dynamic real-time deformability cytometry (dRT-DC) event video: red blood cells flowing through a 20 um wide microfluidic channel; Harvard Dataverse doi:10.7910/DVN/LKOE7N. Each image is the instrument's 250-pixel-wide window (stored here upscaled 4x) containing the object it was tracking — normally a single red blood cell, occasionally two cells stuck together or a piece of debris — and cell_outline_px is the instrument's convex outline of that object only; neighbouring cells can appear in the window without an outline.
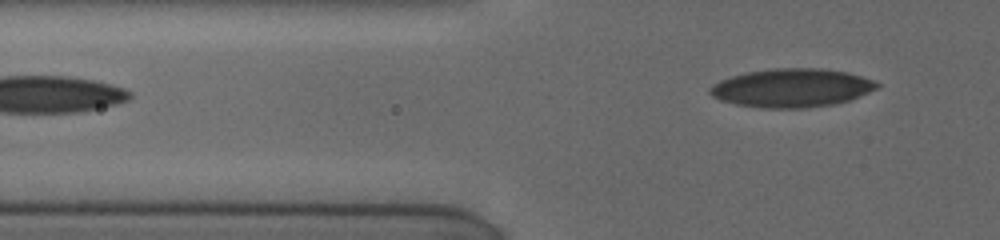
{"species": "human", "species_latin": "Homo sapiens", "temperature_condition": "cold", "stored_images_in_passage": 3, "camera_frame_rate_fps": 3000, "um_per_image_px": 0.085, "donor": {"sex": "female"}, "frame": {"image": 1, "passage_image": 3, "time_ms": 2.333, "image_size_px": [1000, 240], "cell_outline_px": [[880, 88], [848, 100], [836, 104], [804, 108], [760, 108], [736, 104], [720, 100], [712, 96], [708, 92], [708, 88], [712, 84], [720, 80], [732, 76], [748, 72], [776, 68], [820, 68], [848, 72], [876, 80], [880, 84]], "centroid_in_image_um": [67.32, 7.47], "position_along_channel_um": 58.5, "area_um2": 37.74}}